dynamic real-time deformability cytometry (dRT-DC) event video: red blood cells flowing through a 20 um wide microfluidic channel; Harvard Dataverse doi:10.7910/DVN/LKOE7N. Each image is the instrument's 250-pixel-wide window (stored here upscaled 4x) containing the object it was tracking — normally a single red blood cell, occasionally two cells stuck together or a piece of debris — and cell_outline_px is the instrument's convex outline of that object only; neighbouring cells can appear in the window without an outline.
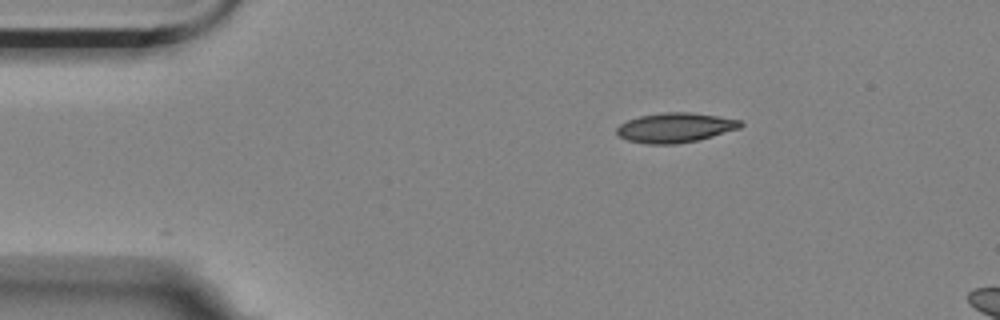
{"species": "Egyptian fruit bat (a non-hibernating species)", "species_latin": "Rousettus aegyptiacus", "temperature_condition": "room temperature", "stored_images_in_passage": 6, "camera_frame_rate_fps": 3000, "um_per_image_px": 0.085, "animal": {"sex": "female"}, "frame": {"image": 1, "passage_image": 1, "time_ms": 0.0, "image_size_px": [1000, 320], "cell_outline_px": [[744, 124], [740, 128], [700, 140], [676, 144], [648, 144], [628, 140], [620, 136], [616, 132], [616, 128], [620, 124], [628, 120], [640, 116], [664, 112], [688, 112], [716, 116], [740, 120]], "centroid_in_image_um": [57.4, 10.85], "position_along_channel_um": 27.6, "area_um2": 21.33}}